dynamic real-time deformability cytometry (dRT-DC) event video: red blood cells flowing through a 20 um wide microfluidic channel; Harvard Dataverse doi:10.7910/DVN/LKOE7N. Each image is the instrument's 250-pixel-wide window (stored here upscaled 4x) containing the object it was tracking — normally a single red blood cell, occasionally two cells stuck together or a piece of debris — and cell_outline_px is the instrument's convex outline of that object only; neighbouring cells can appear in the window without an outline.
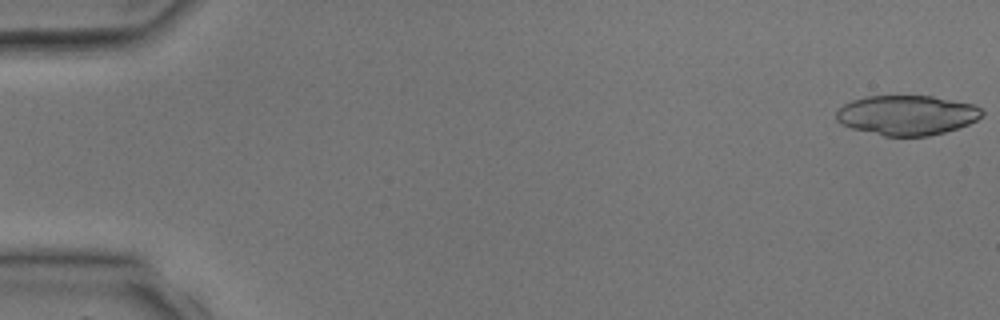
{"species": "common noctule bat (a hibernating species)", "species_latin": "Nyctalus noctula", "temperature_condition": "room temperature", "stored_images_in_passage": 5, "camera_frame_rate_fps": 3000, "um_per_image_px": 0.085, "animal": {"sex": "male", "body_mass_g": 17.9, "forearm_length_mm": 54.2}, "frame": {"image": 1, "passage_image": 1, "time_ms": 0.0, "image_size_px": [1000, 320], "cell_outline_px": [[984, 116], [968, 124], [944, 132], [928, 136], [884, 136], [852, 128], [840, 124], [836, 120], [836, 112], [844, 104], [852, 100], [868, 96], [932, 96], [972, 104], [980, 108], [984, 112]], "centroid_in_image_um": [77.08, 9.79], "position_along_channel_um": 7.9, "area_um2": 33.7}}